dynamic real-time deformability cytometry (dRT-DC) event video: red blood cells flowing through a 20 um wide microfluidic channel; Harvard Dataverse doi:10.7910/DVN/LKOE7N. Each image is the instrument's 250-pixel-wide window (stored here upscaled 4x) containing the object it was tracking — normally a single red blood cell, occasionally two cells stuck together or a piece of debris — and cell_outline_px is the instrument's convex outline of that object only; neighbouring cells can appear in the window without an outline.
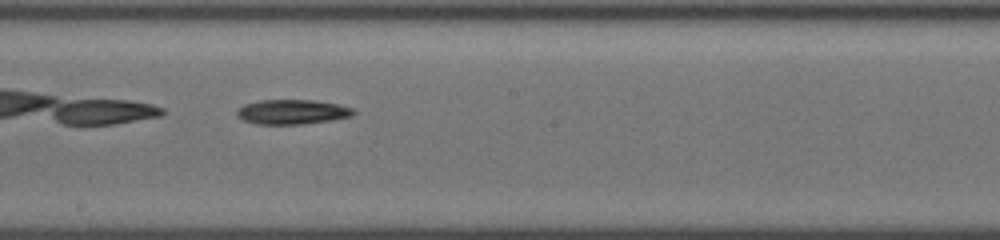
{"species": "common noctule bat (a hibernating species)", "species_latin": "Nyctalus noctula", "temperature_condition": "cold", "stored_images_in_passage": 29, "camera_frame_rate_fps": 3000, "um_per_image_px": 0.085, "animal": {"sex": "female", "body_mass_g": 19.5, "forearm_length_mm": 54.1}, "frame": {"image": 1, "passage_image": 13, "time_ms": 4.0, "image_size_px": [1000, 240], "cell_outline_px": [[356, 112], [352, 116], [332, 120], [300, 124], [256, 124], [244, 120], [236, 112], [244, 104], [260, 100], [312, 100], [336, 104], [352, 108]], "centroid_in_image_um": [24.85, 9.51], "position_along_channel_um": 223.3, "area_um2": 16.53}}
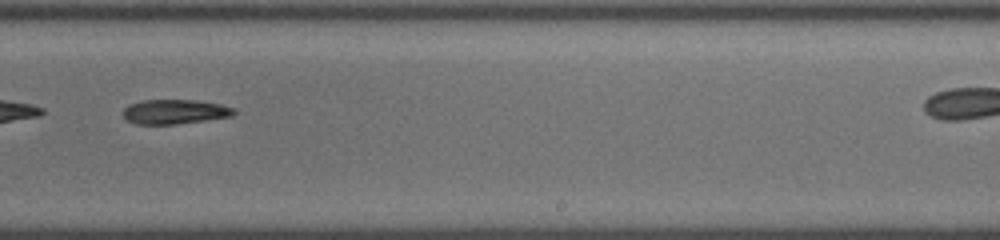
{"frame": {"image": 2, "passage_image": 17, "time_ms": 5.333, "image_size_px": [1000, 240], "cell_outline_px": [[236, 112], [232, 116], [176, 124], [136, 124], [128, 120], [124, 116], [124, 108], [132, 104], [144, 100], [196, 100], [220, 104], [232, 108]], "centroid_in_image_um": [14.86, 9.49], "position_along_channel_um": 274.1, "area_um2": 15.55}}